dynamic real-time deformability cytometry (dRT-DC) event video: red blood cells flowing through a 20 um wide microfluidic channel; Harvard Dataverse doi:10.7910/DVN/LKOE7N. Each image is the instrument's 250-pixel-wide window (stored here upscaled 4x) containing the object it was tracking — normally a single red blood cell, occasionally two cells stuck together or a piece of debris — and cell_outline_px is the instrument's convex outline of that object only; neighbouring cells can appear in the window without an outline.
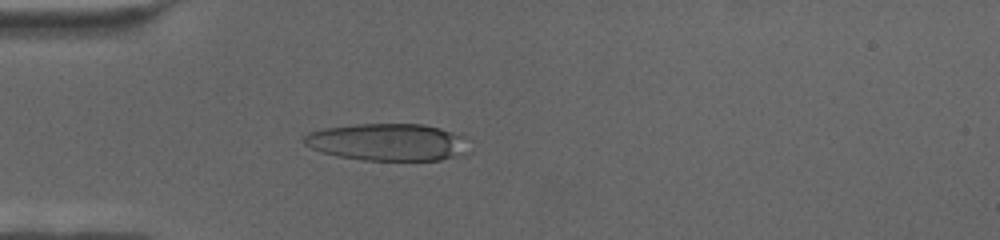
{"species": "human", "species_latin": "Homo sapiens", "temperature_condition": "cold", "stored_images_in_passage": 68, "camera_frame_rate_fps": 3000, "um_per_image_px": 0.085, "donor": {"sex": "female"}, "frame": {"image": 1, "passage_image": 20, "time_ms": 6.333, "image_size_px": [1000, 240], "cell_outline_px": [[464, 152], [460, 156], [440, 160], [364, 160], [340, 156], [320, 152], [304, 144], [300, 140], [308, 132], [324, 128], [356, 124], [424, 124], [440, 128], [460, 136]], "centroid_in_image_um": [32.82, 12.08], "position_along_channel_um": 52.2, "area_um2": 35.26}}
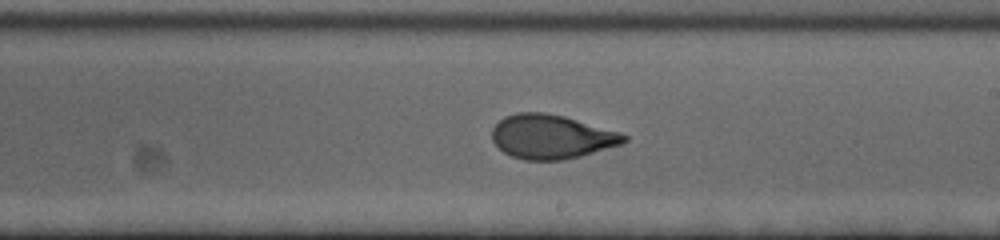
{"frame": {"image": 2, "passage_image": 40, "time_ms": 13.0, "image_size_px": [1000, 240], "cell_outline_px": [[628, 140], [620, 144], [580, 156], [560, 160], [524, 160], [512, 156], [504, 152], [492, 140], [492, 128], [504, 116], [516, 112], [544, 112], [564, 116], [620, 132], [628, 136]], "centroid_in_image_um": [46.85, 11.61], "position_along_channel_um": 242.2, "area_um2": 33.76}}
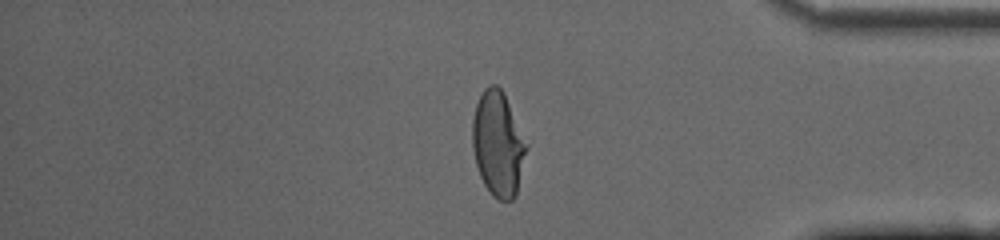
{"frame": {"image": 3, "passage_image": 57, "time_ms": 18.667, "image_size_px": [1000, 240], "cell_outline_px": [[528, 148], [516, 196], [512, 200], [500, 200], [492, 196], [484, 184], [480, 176], [476, 164], [472, 148], [472, 120], [476, 104], [484, 88], [488, 84], [496, 84], [504, 92], [528, 144]], "centroid_in_image_um": [42.34, 12.22], "position_along_channel_um": 392.9, "area_um2": 33.35}}